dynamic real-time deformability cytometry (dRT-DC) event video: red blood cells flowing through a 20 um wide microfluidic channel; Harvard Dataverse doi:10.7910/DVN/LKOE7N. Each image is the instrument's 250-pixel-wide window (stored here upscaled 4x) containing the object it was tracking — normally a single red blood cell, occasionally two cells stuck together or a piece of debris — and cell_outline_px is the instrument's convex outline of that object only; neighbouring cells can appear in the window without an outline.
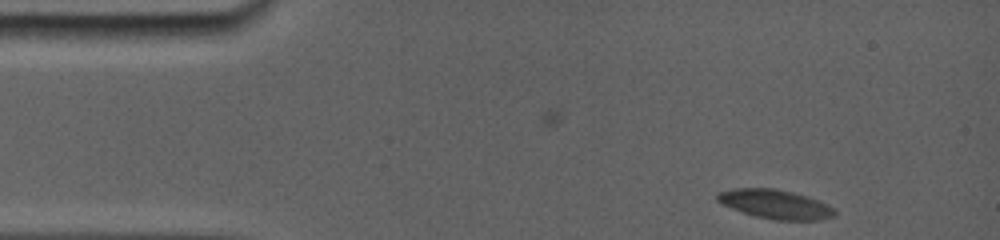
{"species": "common noctule bat (a hibernating species)", "species_latin": "Nyctalus noctula", "temperature_condition": "room temperature", "stored_images_in_passage": 12, "camera_frame_rate_fps": 5000, "um_per_image_px": 0.085, "animal": {"sex": "female", "body_mass_g": 19.0, "forearm_length_mm": 56.7}, "frame": {"image": 1, "passage_image": 1, "time_ms": 0.0, "image_size_px": [1000, 240], "cell_outline_px": [[836, 216], [820, 220], [776, 220], [756, 216], [720, 204], [716, 200], [716, 192], [732, 188], [772, 188], [792, 192], [808, 196], [820, 200], [828, 204], [836, 212]], "centroid_in_image_um": [65.9, 17.35], "position_along_channel_um": 19.1, "area_um2": 20.06}}
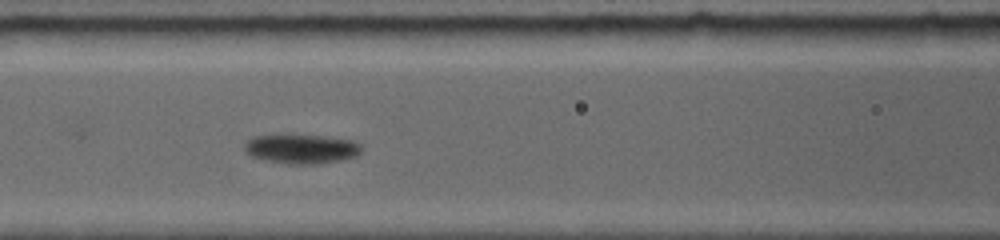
{"frame": {"image": 2, "passage_image": 9, "time_ms": 5.4, "image_size_px": [1000, 240], "cell_outline_px": [[360, 152], [356, 156], [340, 160], [320, 164], [296, 164], [268, 160], [252, 156], [244, 148], [256, 136], [316, 136], [348, 140], [360, 144]], "centroid_in_image_um": [25.69, 12.68], "position_along_channel_um": 140.9, "area_um2": 18.9}}
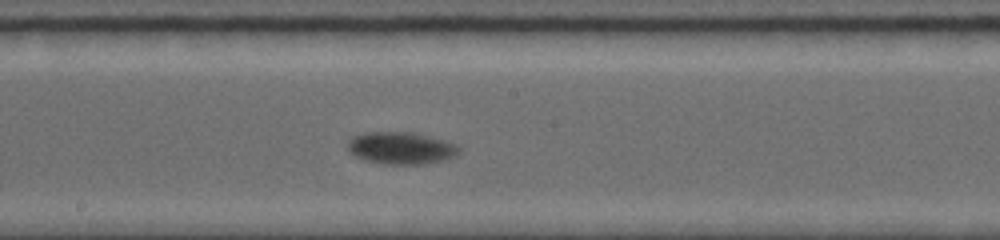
{"frame": {"image": 3, "passage_image": 12, "time_ms": 7.4, "image_size_px": [1000, 240], "cell_outline_px": [[460, 148], [452, 156], [440, 160], [416, 164], [384, 164], [364, 160], [356, 156], [348, 148], [348, 140], [356, 136], [368, 132], [412, 132], [456, 144]], "centroid_in_image_um": [34.03, 12.58], "position_along_channel_um": 214.2, "area_um2": 20.17}}